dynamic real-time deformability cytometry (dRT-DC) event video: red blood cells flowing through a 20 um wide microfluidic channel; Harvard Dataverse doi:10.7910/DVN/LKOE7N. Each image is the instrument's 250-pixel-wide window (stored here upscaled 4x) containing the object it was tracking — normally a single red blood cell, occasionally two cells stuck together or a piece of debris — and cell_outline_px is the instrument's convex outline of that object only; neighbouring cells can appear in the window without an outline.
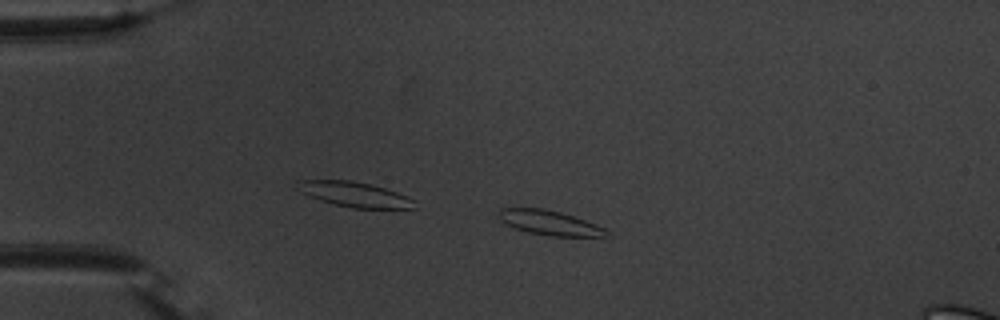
{"species": "common noctule bat (a hibernating species)", "species_latin": "Nyctalus noctula", "temperature_condition": "warm", "stored_images_in_passage": 40, "segment_of_instrument_passage": [1, 2], "camera_frame_rate_fps": 3000, "um_per_image_px": 0.085, "animal": {"sex": "male", "body_mass_g": 20.1, "forearm_length_mm": 53.5}, "frame": {"image": 1, "passage_image": 5, "time_ms": 1.333, "image_size_px": [1000, 320], "cell_outline_px": [[608, 232], [604, 236], [552, 236], [528, 232], [504, 224], [500, 220], [500, 208], [544, 208], [560, 212], [596, 224], [604, 228]], "centroid_in_image_um": [46.68, 18.93], "position_along_channel_um": 38.3, "area_um2": 15.14}}
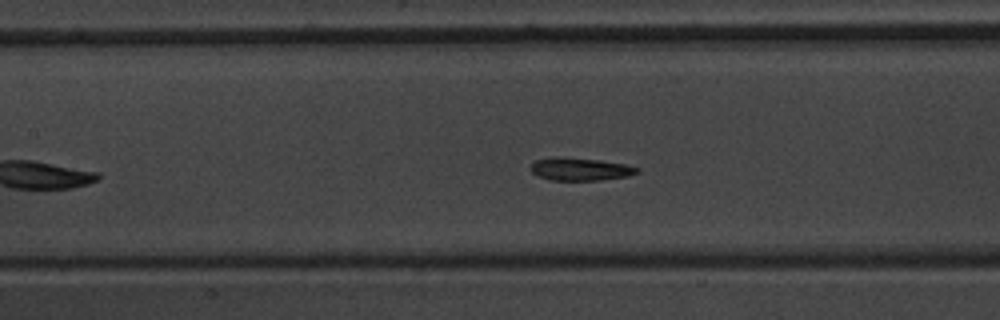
{"frame": {"image": 2, "passage_image": 18, "time_ms": 5.667, "image_size_px": [1000, 320], "cell_outline_px": [[640, 172], [628, 176], [600, 180], [552, 180], [540, 176], [532, 172], [528, 168], [536, 160], [552, 156], [560, 156], [600, 160], [624, 164], [640, 168]], "centroid_in_image_um": [49.31, 14.36], "position_along_channel_um": 158.1, "area_um2": 14.22}}
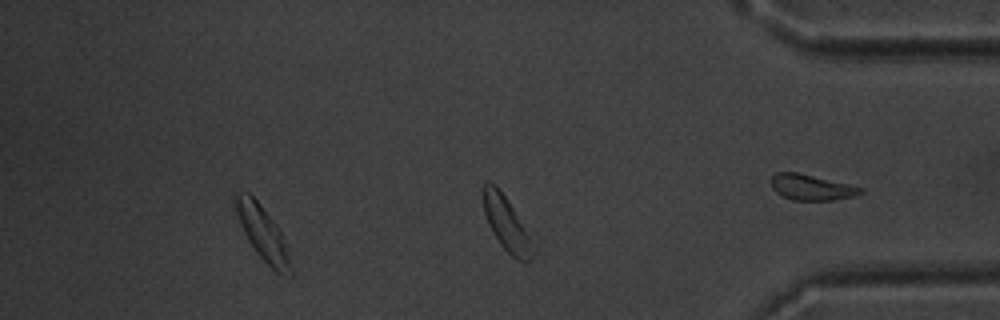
{"frame": {"image": 3, "passage_image": 35, "time_ms": 11.333, "image_size_px": [1000, 320], "cell_outline_px": [[292, 276], [280, 276], [256, 252], [248, 240], [240, 224], [232, 200], [232, 196], [240, 192], [248, 192], [260, 204], [276, 224], [288, 244], [292, 268]], "centroid_in_image_um": [22.36, 19.85], "position_along_channel_um": 412.8, "area_um2": 17.69}}